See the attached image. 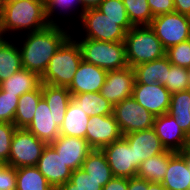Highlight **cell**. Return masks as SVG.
Segmentation results:
<instances>
[{"instance_id":"e575fe53","label":"cell","mask_w":190,"mask_h":190,"mask_svg":"<svg viewBox=\"0 0 190 190\" xmlns=\"http://www.w3.org/2000/svg\"><path fill=\"white\" fill-rule=\"evenodd\" d=\"M188 77L187 68L171 65L166 75V88L171 94L189 90Z\"/></svg>"},{"instance_id":"60d3db41","label":"cell","mask_w":190,"mask_h":190,"mask_svg":"<svg viewBox=\"0 0 190 190\" xmlns=\"http://www.w3.org/2000/svg\"><path fill=\"white\" fill-rule=\"evenodd\" d=\"M153 17L174 12L173 0H147Z\"/></svg>"},{"instance_id":"bcb514c9","label":"cell","mask_w":190,"mask_h":190,"mask_svg":"<svg viewBox=\"0 0 190 190\" xmlns=\"http://www.w3.org/2000/svg\"><path fill=\"white\" fill-rule=\"evenodd\" d=\"M147 190H165L161 183L149 182Z\"/></svg>"},{"instance_id":"ac0fdd59","label":"cell","mask_w":190,"mask_h":190,"mask_svg":"<svg viewBox=\"0 0 190 190\" xmlns=\"http://www.w3.org/2000/svg\"><path fill=\"white\" fill-rule=\"evenodd\" d=\"M153 128L166 150L184 152L189 137L176 123L173 116L168 113L156 116Z\"/></svg>"},{"instance_id":"cb8c5ba5","label":"cell","mask_w":190,"mask_h":190,"mask_svg":"<svg viewBox=\"0 0 190 190\" xmlns=\"http://www.w3.org/2000/svg\"><path fill=\"white\" fill-rule=\"evenodd\" d=\"M89 118L80 105H76L70 100L63 123L60 126V135L86 139Z\"/></svg>"},{"instance_id":"6da1fadb","label":"cell","mask_w":190,"mask_h":190,"mask_svg":"<svg viewBox=\"0 0 190 190\" xmlns=\"http://www.w3.org/2000/svg\"><path fill=\"white\" fill-rule=\"evenodd\" d=\"M72 30L63 26H53L25 33L17 39L22 67L38 74H44L50 59L71 36ZM20 40V42L18 41ZM22 41V42H21Z\"/></svg>"},{"instance_id":"f5cc1de1","label":"cell","mask_w":190,"mask_h":190,"mask_svg":"<svg viewBox=\"0 0 190 190\" xmlns=\"http://www.w3.org/2000/svg\"><path fill=\"white\" fill-rule=\"evenodd\" d=\"M188 167L190 169V158L188 157Z\"/></svg>"},{"instance_id":"f907efd6","label":"cell","mask_w":190,"mask_h":190,"mask_svg":"<svg viewBox=\"0 0 190 190\" xmlns=\"http://www.w3.org/2000/svg\"><path fill=\"white\" fill-rule=\"evenodd\" d=\"M188 73H189V77H188L189 80L188 81H189V90H190V68L188 69Z\"/></svg>"},{"instance_id":"277c9868","label":"cell","mask_w":190,"mask_h":190,"mask_svg":"<svg viewBox=\"0 0 190 190\" xmlns=\"http://www.w3.org/2000/svg\"><path fill=\"white\" fill-rule=\"evenodd\" d=\"M128 66L160 59L166 55L161 41L149 25L133 26L124 39Z\"/></svg>"},{"instance_id":"1f68e13d","label":"cell","mask_w":190,"mask_h":190,"mask_svg":"<svg viewBox=\"0 0 190 190\" xmlns=\"http://www.w3.org/2000/svg\"><path fill=\"white\" fill-rule=\"evenodd\" d=\"M16 190H55L36 166L16 168Z\"/></svg>"},{"instance_id":"7bdbcfd3","label":"cell","mask_w":190,"mask_h":190,"mask_svg":"<svg viewBox=\"0 0 190 190\" xmlns=\"http://www.w3.org/2000/svg\"><path fill=\"white\" fill-rule=\"evenodd\" d=\"M149 182L138 177L128 178V190H147Z\"/></svg>"},{"instance_id":"e0dca14e","label":"cell","mask_w":190,"mask_h":190,"mask_svg":"<svg viewBox=\"0 0 190 190\" xmlns=\"http://www.w3.org/2000/svg\"><path fill=\"white\" fill-rule=\"evenodd\" d=\"M107 72L105 69L82 59L68 90L71 95L100 92L105 82Z\"/></svg>"},{"instance_id":"74e56055","label":"cell","mask_w":190,"mask_h":190,"mask_svg":"<svg viewBox=\"0 0 190 190\" xmlns=\"http://www.w3.org/2000/svg\"><path fill=\"white\" fill-rule=\"evenodd\" d=\"M19 97L0 89V122L13 123Z\"/></svg>"},{"instance_id":"52a82bcc","label":"cell","mask_w":190,"mask_h":190,"mask_svg":"<svg viewBox=\"0 0 190 190\" xmlns=\"http://www.w3.org/2000/svg\"><path fill=\"white\" fill-rule=\"evenodd\" d=\"M47 143L26 128H16L11 143L8 165L14 168L36 166Z\"/></svg>"},{"instance_id":"7dc6e473","label":"cell","mask_w":190,"mask_h":190,"mask_svg":"<svg viewBox=\"0 0 190 190\" xmlns=\"http://www.w3.org/2000/svg\"><path fill=\"white\" fill-rule=\"evenodd\" d=\"M184 153L190 158V136H189L188 141L186 143Z\"/></svg>"},{"instance_id":"4316f807","label":"cell","mask_w":190,"mask_h":190,"mask_svg":"<svg viewBox=\"0 0 190 190\" xmlns=\"http://www.w3.org/2000/svg\"><path fill=\"white\" fill-rule=\"evenodd\" d=\"M41 98L42 83L37 89L24 93L19 97L13 121L17 128H27L29 126L34 118L36 107Z\"/></svg>"},{"instance_id":"d590c367","label":"cell","mask_w":190,"mask_h":190,"mask_svg":"<svg viewBox=\"0 0 190 190\" xmlns=\"http://www.w3.org/2000/svg\"><path fill=\"white\" fill-rule=\"evenodd\" d=\"M166 56L174 66L190 68V39L166 50Z\"/></svg>"},{"instance_id":"4dcf8cb0","label":"cell","mask_w":190,"mask_h":190,"mask_svg":"<svg viewBox=\"0 0 190 190\" xmlns=\"http://www.w3.org/2000/svg\"><path fill=\"white\" fill-rule=\"evenodd\" d=\"M81 168L97 181H110L114 177L102 149H93L84 160Z\"/></svg>"},{"instance_id":"d4e9b609","label":"cell","mask_w":190,"mask_h":190,"mask_svg":"<svg viewBox=\"0 0 190 190\" xmlns=\"http://www.w3.org/2000/svg\"><path fill=\"white\" fill-rule=\"evenodd\" d=\"M22 61L17 40L3 38L0 41V83L21 70Z\"/></svg>"},{"instance_id":"5bb4252c","label":"cell","mask_w":190,"mask_h":190,"mask_svg":"<svg viewBox=\"0 0 190 190\" xmlns=\"http://www.w3.org/2000/svg\"><path fill=\"white\" fill-rule=\"evenodd\" d=\"M50 145L72 171L80 169L93 148L86 139L59 135Z\"/></svg>"},{"instance_id":"ee69618b","label":"cell","mask_w":190,"mask_h":190,"mask_svg":"<svg viewBox=\"0 0 190 190\" xmlns=\"http://www.w3.org/2000/svg\"><path fill=\"white\" fill-rule=\"evenodd\" d=\"M174 12L190 16V0H173Z\"/></svg>"},{"instance_id":"836d02e7","label":"cell","mask_w":190,"mask_h":190,"mask_svg":"<svg viewBox=\"0 0 190 190\" xmlns=\"http://www.w3.org/2000/svg\"><path fill=\"white\" fill-rule=\"evenodd\" d=\"M133 26L150 25L153 15L147 0H122Z\"/></svg>"},{"instance_id":"9c48e42d","label":"cell","mask_w":190,"mask_h":190,"mask_svg":"<svg viewBox=\"0 0 190 190\" xmlns=\"http://www.w3.org/2000/svg\"><path fill=\"white\" fill-rule=\"evenodd\" d=\"M113 115L123 135L153 128L155 116L132 96L114 105Z\"/></svg>"},{"instance_id":"44dd1931","label":"cell","mask_w":190,"mask_h":190,"mask_svg":"<svg viewBox=\"0 0 190 190\" xmlns=\"http://www.w3.org/2000/svg\"><path fill=\"white\" fill-rule=\"evenodd\" d=\"M171 65L168 57L165 55L160 59L134 66L135 83L147 85L159 83L166 87V75Z\"/></svg>"},{"instance_id":"2e32d148","label":"cell","mask_w":190,"mask_h":190,"mask_svg":"<svg viewBox=\"0 0 190 190\" xmlns=\"http://www.w3.org/2000/svg\"><path fill=\"white\" fill-rule=\"evenodd\" d=\"M135 154V169L146 159L166 151L154 128L123 135Z\"/></svg>"},{"instance_id":"4fadbf2b","label":"cell","mask_w":190,"mask_h":190,"mask_svg":"<svg viewBox=\"0 0 190 190\" xmlns=\"http://www.w3.org/2000/svg\"><path fill=\"white\" fill-rule=\"evenodd\" d=\"M132 97L155 117L168 113L171 93L159 83H134Z\"/></svg>"},{"instance_id":"f35d334b","label":"cell","mask_w":190,"mask_h":190,"mask_svg":"<svg viewBox=\"0 0 190 190\" xmlns=\"http://www.w3.org/2000/svg\"><path fill=\"white\" fill-rule=\"evenodd\" d=\"M96 9L112 20H129L122 0H103Z\"/></svg>"},{"instance_id":"8fae6325","label":"cell","mask_w":190,"mask_h":190,"mask_svg":"<svg viewBox=\"0 0 190 190\" xmlns=\"http://www.w3.org/2000/svg\"><path fill=\"white\" fill-rule=\"evenodd\" d=\"M135 83V73L132 67L127 66L107 72L100 94L113 105L132 96Z\"/></svg>"},{"instance_id":"7c38bea8","label":"cell","mask_w":190,"mask_h":190,"mask_svg":"<svg viewBox=\"0 0 190 190\" xmlns=\"http://www.w3.org/2000/svg\"><path fill=\"white\" fill-rule=\"evenodd\" d=\"M121 137L122 134L113 114L95 115L89 118L86 140L93 149H102Z\"/></svg>"},{"instance_id":"8992f818","label":"cell","mask_w":190,"mask_h":190,"mask_svg":"<svg viewBox=\"0 0 190 190\" xmlns=\"http://www.w3.org/2000/svg\"><path fill=\"white\" fill-rule=\"evenodd\" d=\"M79 22L78 30L82 29L83 34L78 31V38L108 42H123L126 32L133 27L130 20H112L98 9L85 10Z\"/></svg>"},{"instance_id":"603a6c76","label":"cell","mask_w":190,"mask_h":190,"mask_svg":"<svg viewBox=\"0 0 190 190\" xmlns=\"http://www.w3.org/2000/svg\"><path fill=\"white\" fill-rule=\"evenodd\" d=\"M41 85V77L27 69L14 73L0 83V89L8 94L20 97L24 93L31 92Z\"/></svg>"},{"instance_id":"9a60e30c","label":"cell","mask_w":190,"mask_h":190,"mask_svg":"<svg viewBox=\"0 0 190 190\" xmlns=\"http://www.w3.org/2000/svg\"><path fill=\"white\" fill-rule=\"evenodd\" d=\"M36 167L55 190L70 180L72 174V170L50 144L44 148Z\"/></svg>"},{"instance_id":"c3c4849f","label":"cell","mask_w":190,"mask_h":190,"mask_svg":"<svg viewBox=\"0 0 190 190\" xmlns=\"http://www.w3.org/2000/svg\"><path fill=\"white\" fill-rule=\"evenodd\" d=\"M16 1H19V0H1L2 5H5V4H8V3H13V2H16Z\"/></svg>"},{"instance_id":"681fc988","label":"cell","mask_w":190,"mask_h":190,"mask_svg":"<svg viewBox=\"0 0 190 190\" xmlns=\"http://www.w3.org/2000/svg\"><path fill=\"white\" fill-rule=\"evenodd\" d=\"M4 38L2 31H1V25H0V41Z\"/></svg>"},{"instance_id":"7402d4cb","label":"cell","mask_w":190,"mask_h":190,"mask_svg":"<svg viewBox=\"0 0 190 190\" xmlns=\"http://www.w3.org/2000/svg\"><path fill=\"white\" fill-rule=\"evenodd\" d=\"M71 96L68 87L42 83V97L46 100L51 113L54 114V121L59 128L63 123Z\"/></svg>"},{"instance_id":"3957f363","label":"cell","mask_w":190,"mask_h":190,"mask_svg":"<svg viewBox=\"0 0 190 190\" xmlns=\"http://www.w3.org/2000/svg\"><path fill=\"white\" fill-rule=\"evenodd\" d=\"M81 61L80 46L70 36L50 59L41 83L69 87Z\"/></svg>"},{"instance_id":"8d00e7d4","label":"cell","mask_w":190,"mask_h":190,"mask_svg":"<svg viewBox=\"0 0 190 190\" xmlns=\"http://www.w3.org/2000/svg\"><path fill=\"white\" fill-rule=\"evenodd\" d=\"M16 128L14 123L0 122V164L8 165L11 143Z\"/></svg>"},{"instance_id":"d6986e66","label":"cell","mask_w":190,"mask_h":190,"mask_svg":"<svg viewBox=\"0 0 190 190\" xmlns=\"http://www.w3.org/2000/svg\"><path fill=\"white\" fill-rule=\"evenodd\" d=\"M161 184L165 190H190L188 156L184 152L169 150L168 168Z\"/></svg>"},{"instance_id":"f546056e","label":"cell","mask_w":190,"mask_h":190,"mask_svg":"<svg viewBox=\"0 0 190 190\" xmlns=\"http://www.w3.org/2000/svg\"><path fill=\"white\" fill-rule=\"evenodd\" d=\"M168 114L174 117L176 123L190 136V90L171 94Z\"/></svg>"},{"instance_id":"f1b7e54d","label":"cell","mask_w":190,"mask_h":190,"mask_svg":"<svg viewBox=\"0 0 190 190\" xmlns=\"http://www.w3.org/2000/svg\"><path fill=\"white\" fill-rule=\"evenodd\" d=\"M169 162V150L150 157L143 161L138 170L136 177L145 179L148 182L161 183L165 177Z\"/></svg>"},{"instance_id":"d6a6232c","label":"cell","mask_w":190,"mask_h":190,"mask_svg":"<svg viewBox=\"0 0 190 190\" xmlns=\"http://www.w3.org/2000/svg\"><path fill=\"white\" fill-rule=\"evenodd\" d=\"M109 181H97L82 168L72 171L70 180L57 190H102Z\"/></svg>"},{"instance_id":"f6af8a7d","label":"cell","mask_w":190,"mask_h":190,"mask_svg":"<svg viewBox=\"0 0 190 190\" xmlns=\"http://www.w3.org/2000/svg\"><path fill=\"white\" fill-rule=\"evenodd\" d=\"M103 0H81L84 10L96 9Z\"/></svg>"},{"instance_id":"7a4b0ae2","label":"cell","mask_w":190,"mask_h":190,"mask_svg":"<svg viewBox=\"0 0 190 190\" xmlns=\"http://www.w3.org/2000/svg\"><path fill=\"white\" fill-rule=\"evenodd\" d=\"M0 25L4 38H15L17 33H21L19 37L23 33L40 31L49 26L45 3L40 0H19L2 5Z\"/></svg>"},{"instance_id":"5b68a950","label":"cell","mask_w":190,"mask_h":190,"mask_svg":"<svg viewBox=\"0 0 190 190\" xmlns=\"http://www.w3.org/2000/svg\"><path fill=\"white\" fill-rule=\"evenodd\" d=\"M72 31L74 33L71 32V36L79 44L84 61L106 71L118 70L128 66L124 41L108 42L89 38H78L77 40L76 30L73 29Z\"/></svg>"},{"instance_id":"ba28073f","label":"cell","mask_w":190,"mask_h":190,"mask_svg":"<svg viewBox=\"0 0 190 190\" xmlns=\"http://www.w3.org/2000/svg\"><path fill=\"white\" fill-rule=\"evenodd\" d=\"M165 50L190 39V16L177 12L158 15L149 25Z\"/></svg>"},{"instance_id":"30bf717a","label":"cell","mask_w":190,"mask_h":190,"mask_svg":"<svg viewBox=\"0 0 190 190\" xmlns=\"http://www.w3.org/2000/svg\"><path fill=\"white\" fill-rule=\"evenodd\" d=\"M102 151L106 155L114 177H136L135 154L123 136L119 140L104 146Z\"/></svg>"},{"instance_id":"484cf974","label":"cell","mask_w":190,"mask_h":190,"mask_svg":"<svg viewBox=\"0 0 190 190\" xmlns=\"http://www.w3.org/2000/svg\"><path fill=\"white\" fill-rule=\"evenodd\" d=\"M79 8H78V7ZM75 9H76V11H75ZM78 9V10H77ZM66 10V11H65ZM45 11H46V18H47V21H48V23H49V25H53V26H63V27H67V28H69V29H71V30H73V28L74 29H76L77 28V26L76 25H72L71 24V26H70V23L72 22V21H74V23H76L75 22V20L73 19H71V21L69 22L68 21V19L66 18V22H68L69 23V25L68 26H66V24L65 23H63V21L61 20V17H59L58 15H57V13H59L60 14V12H61V14H63V13H65V14H69V15H72V13L74 12H77L78 13V15H77V13H75V17H77L78 19H81V17H82V14H83V12L85 11L84 9H83V6H82V3H81V0H47L46 2H45ZM64 11V12H63ZM63 12V13H62ZM67 12V13H66ZM71 13V14H70ZM57 16V17H56ZM55 18V19H54ZM57 18H60V20H61V22H59L60 20H56ZM58 22V23H57ZM63 25H62V24ZM65 24V25H64ZM75 26V27H74ZM71 27H73V28H71Z\"/></svg>"},{"instance_id":"ab89813d","label":"cell","mask_w":190,"mask_h":190,"mask_svg":"<svg viewBox=\"0 0 190 190\" xmlns=\"http://www.w3.org/2000/svg\"><path fill=\"white\" fill-rule=\"evenodd\" d=\"M0 190H16V168L0 164Z\"/></svg>"},{"instance_id":"ffe728a7","label":"cell","mask_w":190,"mask_h":190,"mask_svg":"<svg viewBox=\"0 0 190 190\" xmlns=\"http://www.w3.org/2000/svg\"><path fill=\"white\" fill-rule=\"evenodd\" d=\"M54 120V114L42 97L36 107L34 118L26 129L38 139L50 144L60 135V128Z\"/></svg>"},{"instance_id":"816d5d0a","label":"cell","mask_w":190,"mask_h":190,"mask_svg":"<svg viewBox=\"0 0 190 190\" xmlns=\"http://www.w3.org/2000/svg\"><path fill=\"white\" fill-rule=\"evenodd\" d=\"M1 9H2V2L0 0V15H1Z\"/></svg>"},{"instance_id":"83f0119b","label":"cell","mask_w":190,"mask_h":190,"mask_svg":"<svg viewBox=\"0 0 190 190\" xmlns=\"http://www.w3.org/2000/svg\"><path fill=\"white\" fill-rule=\"evenodd\" d=\"M71 100L76 105H80L89 117L113 114L114 105L106 100L100 92L75 94L71 96Z\"/></svg>"},{"instance_id":"b9f144b4","label":"cell","mask_w":190,"mask_h":190,"mask_svg":"<svg viewBox=\"0 0 190 190\" xmlns=\"http://www.w3.org/2000/svg\"><path fill=\"white\" fill-rule=\"evenodd\" d=\"M102 190H128V178L113 177Z\"/></svg>"}]
</instances>
